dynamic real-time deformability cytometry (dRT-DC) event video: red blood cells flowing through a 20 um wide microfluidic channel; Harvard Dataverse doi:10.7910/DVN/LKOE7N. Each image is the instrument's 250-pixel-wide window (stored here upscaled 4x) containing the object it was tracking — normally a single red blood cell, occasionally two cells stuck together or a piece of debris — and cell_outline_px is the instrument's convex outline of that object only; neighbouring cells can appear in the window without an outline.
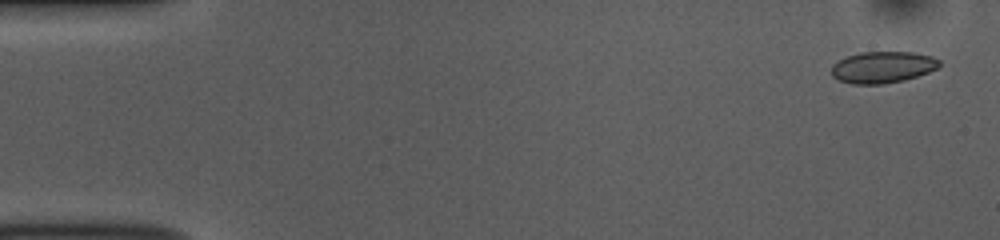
{"species": "common noctule bat (a hibernating species)", "species_latin": "Nyctalus noctula", "temperature_condition": "room temperature", "stored_images_in_passage": 52, "camera_frame_rate_fps": 3000, "um_per_image_px": 0.085, "animal": {"sex": "female", "body_mass_g": 10.0, "forearm_length_mm": 53.1}, "frame": {"image": 1, "passage_image": 2, "time_ms": 0.333, "image_size_px": [1000, 240], "cell_outline_px": [[940, 64], [936, 68], [928, 72], [904, 80], [884, 84], [852, 84], [840, 80], [832, 76], [832, 64], [848, 56], [860, 52], [912, 52], [932, 56], [940, 60]], "centroid_in_image_um": [75.02, 5.71], "position_along_channel_um": 10.0, "area_um2": 19.71}}
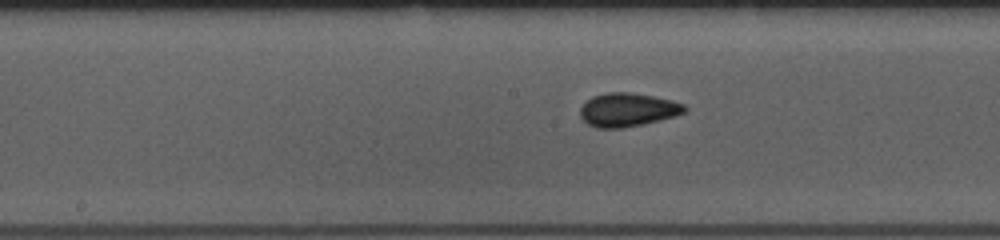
{"frame": {"image": 2, "passage_image": 26, "time_ms": 8.333, "image_size_px": [1000, 240], "cell_outline_px": [[688, 108], [684, 112], [676, 116], [644, 124], [624, 128], [596, 128], [588, 124], [580, 116], [580, 108], [592, 96], [608, 92], [628, 92], [652, 96], [672, 100], [684, 104]], "centroid_in_image_um": [53.36, 9.34], "position_along_channel_um": 194.8, "area_um2": 20.46}}
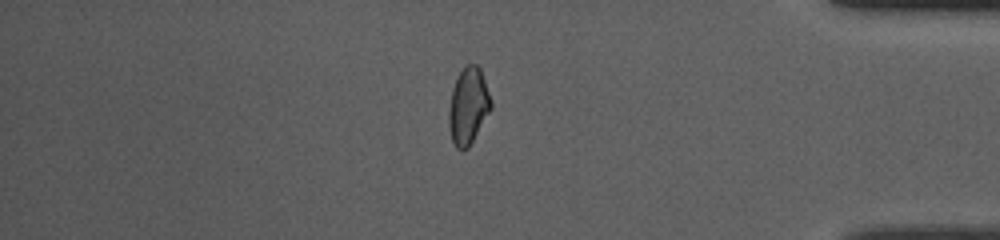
{"frame": {"image": 3, "passage_image": 44, "time_ms": 14.333, "image_size_px": [1000, 240], "cell_outline_px": [[492, 108], [468, 148], [456, 148], [452, 140], [448, 124], [448, 112], [452, 88], [456, 76], [468, 64], [476, 64], [480, 68], [492, 100]], "centroid_in_image_um": [39.8, 8.99], "position_along_channel_um": 395.4, "area_um2": 18.79}, "authors_computed_cell_mechanics": {"area_um2": 19.6231, "velocity_mm_per_s": 3.8548, "shape_relaxation_time_tau1_ms": 4.9656, "shape_relaxation_time_tau2_ms": 2.2692, "deformation_change_tau1": 0.1009, "deformation_change_tau2": 0.0559}}